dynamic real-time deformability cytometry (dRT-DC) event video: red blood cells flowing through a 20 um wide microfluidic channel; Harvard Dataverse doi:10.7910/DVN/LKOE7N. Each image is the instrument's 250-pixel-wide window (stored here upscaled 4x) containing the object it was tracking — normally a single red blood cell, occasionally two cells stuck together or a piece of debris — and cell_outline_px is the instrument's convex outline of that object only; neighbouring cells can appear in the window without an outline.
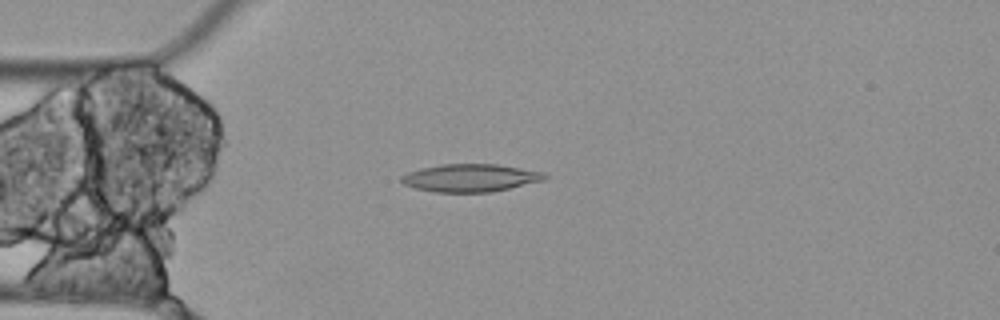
{"species": "Egyptian fruit bat (a non-hibernating species)", "species_latin": "Rousettus aegyptiacus", "temperature_condition": "cold", "stored_images_in_passage": 5, "camera_frame_rate_fps": 3000, "um_per_image_px": 0.085, "animal": {"sex": "female"}, "frame": {"image": 1, "passage_image": 4, "time_ms": 1.0, "image_size_px": [1000, 320], "cell_outline_px": [[548, 176], [544, 180], [492, 192], [436, 192], [416, 188], [404, 184], [400, 180], [400, 176], [408, 172], [420, 168], [440, 164], [496, 164], [544, 172]], "centroid_in_image_um": [39.96, 15.11], "position_along_channel_um": 45.0, "area_um2": 23.12}}